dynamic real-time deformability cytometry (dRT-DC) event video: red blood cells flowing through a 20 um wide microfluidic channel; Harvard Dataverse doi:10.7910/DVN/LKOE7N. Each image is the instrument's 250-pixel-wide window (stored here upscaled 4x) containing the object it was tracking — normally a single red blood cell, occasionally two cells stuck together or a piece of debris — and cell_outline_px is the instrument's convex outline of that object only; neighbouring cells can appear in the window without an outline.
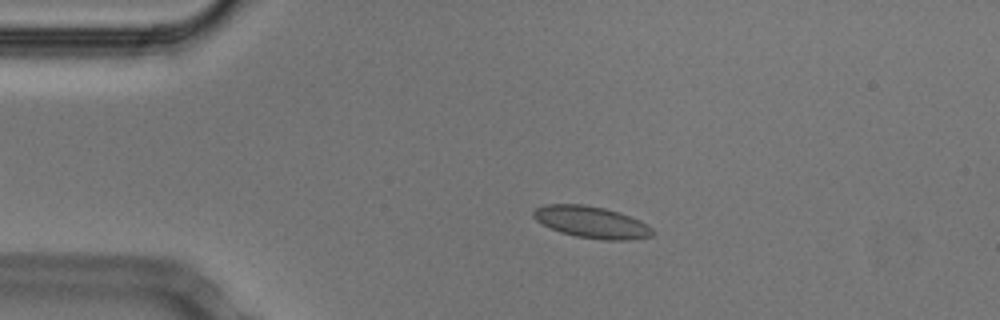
{"species": "Egyptian fruit bat (a non-hibernating species)", "species_latin": "Rousettus aegyptiacus", "temperature_condition": "cold", "stored_images_in_passage": 52, "camera_frame_rate_fps": 3000, "um_per_image_px": 0.085, "animal": {"sex": "male"}, "frame": {"image": 1, "passage_image": 10, "time_ms": 3.0, "image_size_px": [1000, 320], "cell_outline_px": [[656, 232], [652, 236], [628, 240], [604, 240], [576, 236], [560, 232], [536, 220], [532, 216], [532, 212], [536, 208], [544, 204], [584, 204], [604, 208], [640, 220], [648, 224]], "centroid_in_image_um": [50.29, 18.88], "position_along_channel_um": 34.7, "area_um2": 21.96}}
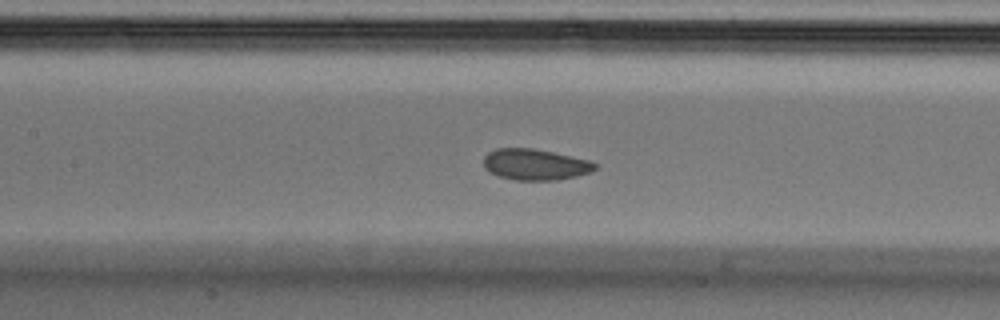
{"frame": {"image": 2, "passage_image": 23, "time_ms": 7.333, "image_size_px": [1000, 320], "cell_outline_px": [[596, 168], [592, 172], [576, 176], [556, 180], [516, 180], [496, 176], [488, 172], [484, 168], [484, 156], [488, 152], [496, 148], [532, 148], [552, 152], [588, 160], [596, 164]], "centroid_in_image_um": [45.44, 13.99], "position_along_channel_um": 162.0, "area_um2": 20.23}}
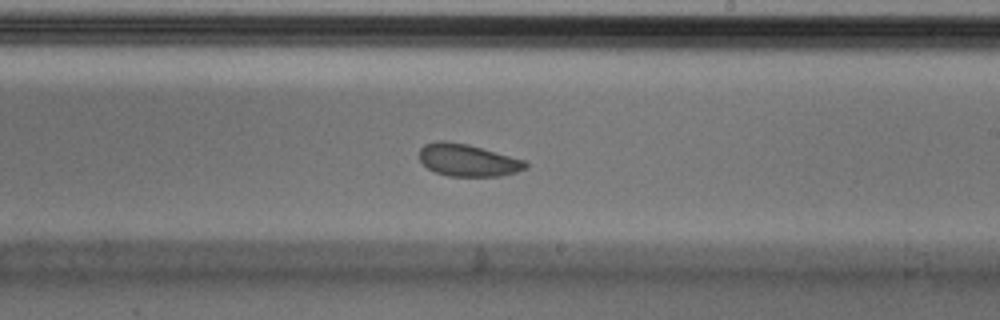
{"frame": {"image": 3, "passage_image": 30, "time_ms": 9.667, "image_size_px": [1000, 320], "cell_outline_px": [[528, 168], [516, 172], [500, 176], [448, 176], [436, 172], [428, 168], [420, 160], [420, 148], [424, 144], [436, 140], [444, 140], [468, 144], [524, 160], [528, 164]], "centroid_in_image_um": [39.75, 13.61], "position_along_channel_um": 249.2, "area_um2": 19.94}, "authors_computed_cell_mechanics": {"area_um2": 21.2704, "velocity_mm_per_s": 3.7524, "shape_relaxation_time_tau1_ms": 4.1881, "shape_relaxation_time_tau2_ms": null, "deformation_change_tau1": 0.0716, "deformation_change_tau2": null}}